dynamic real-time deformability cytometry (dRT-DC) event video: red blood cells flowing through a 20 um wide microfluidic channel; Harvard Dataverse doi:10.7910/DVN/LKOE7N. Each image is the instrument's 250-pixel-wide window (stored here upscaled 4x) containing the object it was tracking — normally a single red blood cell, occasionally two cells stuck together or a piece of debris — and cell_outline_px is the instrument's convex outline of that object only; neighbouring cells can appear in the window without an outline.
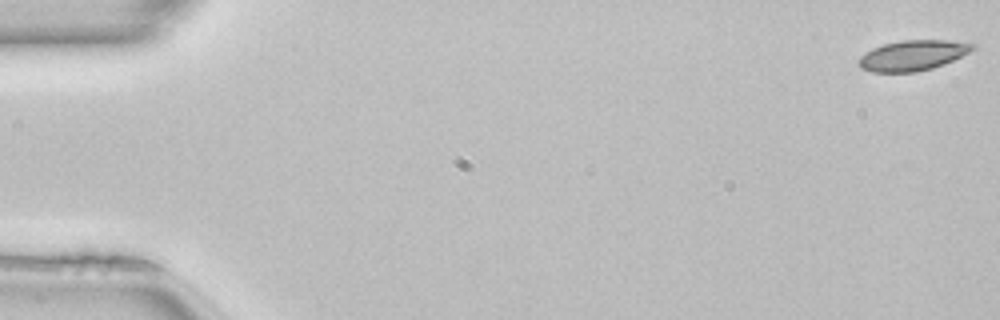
{"species": "common noctule bat (a hibernating species)", "species_latin": "Nyctalus noctula", "temperature_condition": "room temperature", "stored_images_in_passage": 51, "camera_frame_rate_fps": 3000, "um_per_image_px": 0.085, "animal": {"sex": "female", "body_mass_g": 22.7, "forearm_length_mm": 54.2}, "frame": {"image": 1, "passage_image": 1, "time_ms": 0.0, "image_size_px": [1000, 320], "cell_outline_px": [[976, 48], [944, 64], [932, 68], [916, 72], [872, 72], [860, 68], [856, 64], [856, 60], [860, 56], [872, 48], [884, 44], [900, 40], [944, 40], [976, 44]], "centroid_in_image_um": [77.52, 4.71], "position_along_channel_um": 7.5, "area_um2": 20.17}}
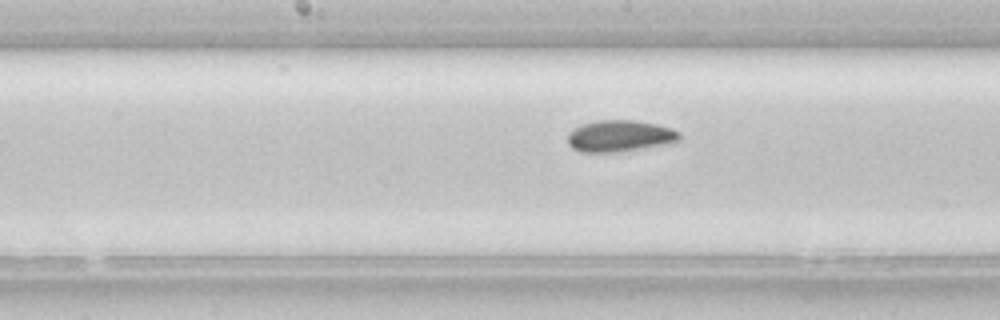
{"frame": {"image": 2, "passage_image": 26, "time_ms": 8.333, "image_size_px": [1000, 320], "cell_outline_px": [[680, 140], [660, 144], [616, 152], [580, 152], [572, 148], [568, 144], [568, 132], [580, 124], [596, 120], [632, 120], [656, 124], [672, 128], [680, 132]], "centroid_in_image_um": [52.61, 11.54], "position_along_channel_um": 195.6, "area_um2": 20.35}}
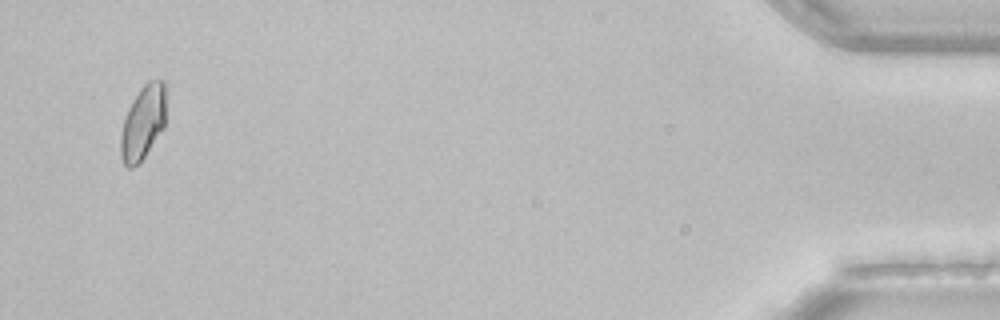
{"frame": {"image": 3, "passage_image": 49, "time_ms": 16.0, "image_size_px": [1000, 320], "cell_outline_px": [[164, 128], [140, 164], [132, 168], [128, 168], [124, 164], [120, 156], [120, 132], [128, 108], [132, 100], [140, 88], [148, 80], [164, 80]], "centroid_in_image_um": [12.12, 10.46], "position_along_channel_um": 423.1, "area_um2": 19.71}, "authors_computed_cell_mechanics": {"area_um2": 19.941, "velocity_mm_per_s": 4.0785, "shape_relaxation_time_tau1_ms": 3.8065, "shape_relaxation_time_tau2_ms": 1.9537, "deformation_change_tau1": 0.0706, "deformation_change_tau2": 0.045}}